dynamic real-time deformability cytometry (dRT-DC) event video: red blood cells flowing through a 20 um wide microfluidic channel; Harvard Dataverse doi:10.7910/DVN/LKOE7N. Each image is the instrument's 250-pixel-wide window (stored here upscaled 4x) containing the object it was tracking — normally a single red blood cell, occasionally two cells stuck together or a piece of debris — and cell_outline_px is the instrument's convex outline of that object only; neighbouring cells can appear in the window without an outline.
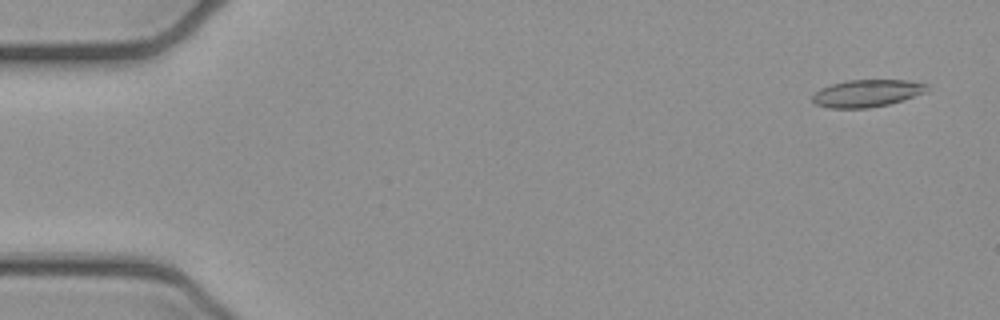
{"species": "common noctule bat (a hibernating species)", "species_latin": "Nyctalus noctula", "temperature_condition": "cold", "stored_images_in_passage": 2, "segment_of_instrument_passage": [2, 2], "camera_frame_rate_fps": 3000, "um_per_image_px": 0.085, "animal": {"sex": "female", "body_mass_g": 21.9}, "frame": {"image": 1, "passage_image": 2, "time_ms": 0.333, "image_size_px": [1000, 320], "cell_outline_px": [[928, 92], [904, 100], [888, 104], [868, 108], [828, 108], [816, 104], [812, 100], [812, 96], [820, 88], [832, 84], [848, 80], [908, 80], [928, 84]], "centroid_in_image_um": [73.73, 7.93], "position_along_channel_um": 11.3, "area_um2": 18.32}}